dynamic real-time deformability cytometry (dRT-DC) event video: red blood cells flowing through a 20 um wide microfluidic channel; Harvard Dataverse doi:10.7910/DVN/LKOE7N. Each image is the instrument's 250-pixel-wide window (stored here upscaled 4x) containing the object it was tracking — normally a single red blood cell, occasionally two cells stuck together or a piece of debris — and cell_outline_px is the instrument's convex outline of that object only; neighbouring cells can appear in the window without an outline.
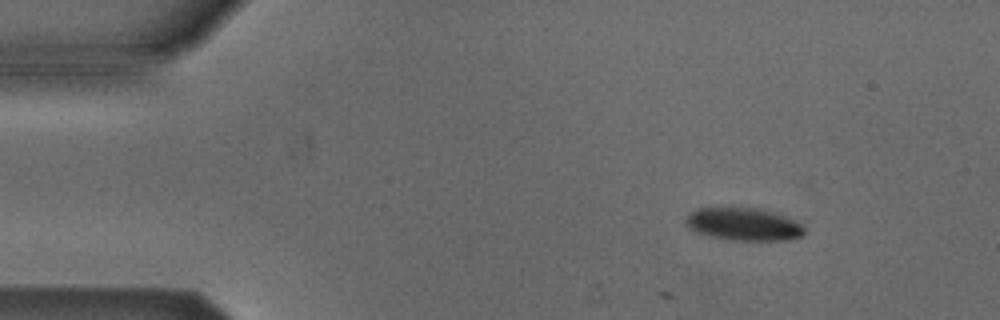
{"species": "Egyptian fruit bat (a non-hibernating species)", "species_latin": "Rousettus aegyptiacus", "temperature_condition": "cold", "stored_images_in_passage": 4, "camera_frame_rate_fps": 3000, "um_per_image_px": 0.085, "animal": {"sex": "male"}, "frame": {"image": 1, "passage_image": 2, "time_ms": 1.333, "image_size_px": [1000, 320], "cell_outline_px": [[804, 236], [792, 240], [728, 240], [708, 236], [696, 232], [688, 228], [684, 224], [684, 220], [696, 208], [756, 208], [796, 220], [804, 228]], "centroid_in_image_um": [63.18, 19.08], "position_along_channel_um": 21.8, "area_um2": 22.6}}